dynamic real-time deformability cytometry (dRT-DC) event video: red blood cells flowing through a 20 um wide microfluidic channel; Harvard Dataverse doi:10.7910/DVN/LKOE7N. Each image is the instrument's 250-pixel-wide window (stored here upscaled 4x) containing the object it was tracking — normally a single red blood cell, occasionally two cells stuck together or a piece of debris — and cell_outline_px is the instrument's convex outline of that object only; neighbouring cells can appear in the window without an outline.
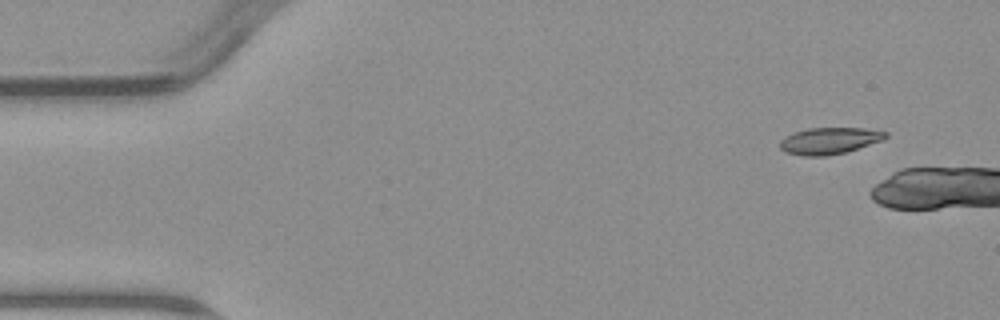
{"species": "common noctule bat (a hibernating species)", "species_latin": "Nyctalus noctula", "temperature_condition": "warm", "stored_images_in_passage": 5, "camera_frame_rate_fps": 3000, "um_per_image_px": 0.085, "animal": {"sex": "male", "body_mass_g": 23.1, "forearm_length_mm": 52.7}, "frame": {"image": 1, "passage_image": 1, "time_ms": 0.0, "image_size_px": [1000, 320], "cell_outline_px": [[888, 136], [884, 140], [844, 152], [824, 156], [804, 156], [784, 152], [780, 148], [780, 140], [784, 136], [808, 128], [864, 128], [888, 132]], "centroid_in_image_um": [70.49, 11.96], "position_along_channel_um": 14.5, "area_um2": 16.36}}